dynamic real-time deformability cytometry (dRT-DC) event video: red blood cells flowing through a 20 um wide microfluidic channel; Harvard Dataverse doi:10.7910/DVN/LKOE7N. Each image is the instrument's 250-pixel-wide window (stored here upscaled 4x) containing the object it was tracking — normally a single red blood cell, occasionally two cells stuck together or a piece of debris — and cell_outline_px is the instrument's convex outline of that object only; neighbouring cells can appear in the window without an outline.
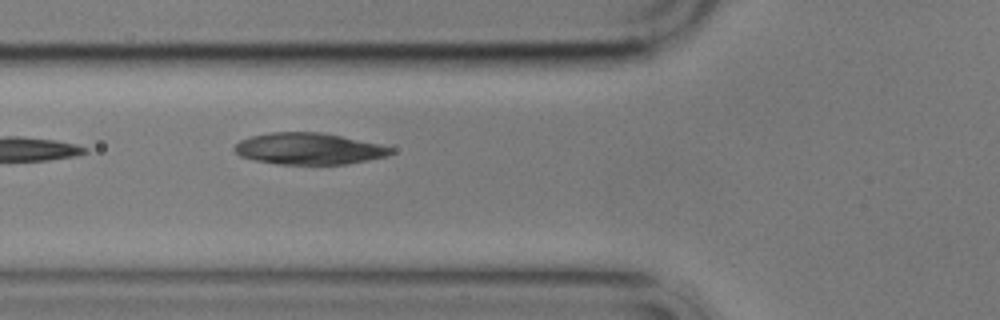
{"species": "common noctule bat (a hibernating species)", "species_latin": "Nyctalus noctula", "temperature_condition": "cold", "stored_images_in_passage": 8, "camera_frame_rate_fps": 3000, "um_per_image_px": 0.085, "animal": {"sex": "male", "body_mass_g": 17.9}, "frame": {"image": 1, "passage_image": 8, "time_ms": 8.333, "image_size_px": [1000, 320], "cell_outline_px": [[392, 152], [388, 156], [348, 164], [276, 164], [252, 160], [240, 156], [232, 148], [240, 140], [252, 136], [272, 132], [320, 132], [340, 136], [376, 144], [392, 148]], "centroid_in_image_um": [26.19, 12.65], "position_along_channel_um": 99.6, "area_um2": 28.5}}